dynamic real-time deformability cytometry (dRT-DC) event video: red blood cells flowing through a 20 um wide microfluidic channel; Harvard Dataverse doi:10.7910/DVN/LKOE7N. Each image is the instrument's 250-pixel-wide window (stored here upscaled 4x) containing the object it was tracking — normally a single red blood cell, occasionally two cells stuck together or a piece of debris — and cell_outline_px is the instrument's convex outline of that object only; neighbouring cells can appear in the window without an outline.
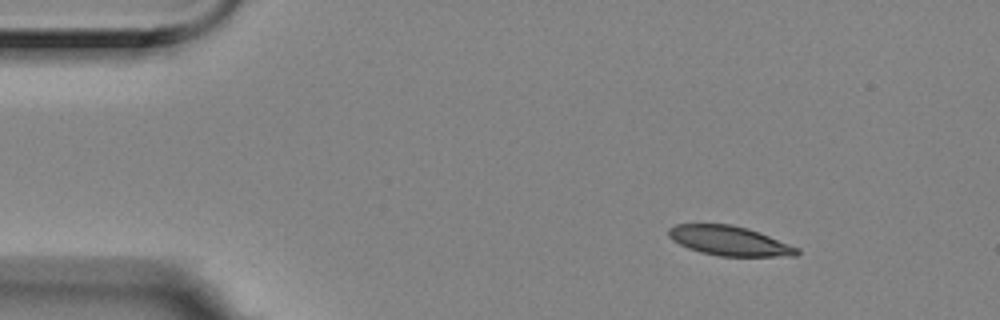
{"species": "Egyptian fruit bat (a non-hibernating species)", "species_latin": "Rousettus aegyptiacus", "temperature_condition": "room temperature", "stored_images_in_passage": 2, "camera_frame_rate_fps": 3000, "um_per_image_px": 0.085, "animal": {"sex": "female"}, "frame": {"image": 1, "passage_image": 1, "time_ms": 0.0, "image_size_px": [1000, 320], "cell_outline_px": [[800, 252], [796, 256], [720, 256], [700, 252], [688, 248], [672, 240], [668, 236], [668, 228], [676, 224], [732, 224], [748, 228], [760, 232], [800, 248]], "centroid_in_image_um": [62.01, 20.46], "position_along_channel_um": 23.0, "area_um2": 22.25}}